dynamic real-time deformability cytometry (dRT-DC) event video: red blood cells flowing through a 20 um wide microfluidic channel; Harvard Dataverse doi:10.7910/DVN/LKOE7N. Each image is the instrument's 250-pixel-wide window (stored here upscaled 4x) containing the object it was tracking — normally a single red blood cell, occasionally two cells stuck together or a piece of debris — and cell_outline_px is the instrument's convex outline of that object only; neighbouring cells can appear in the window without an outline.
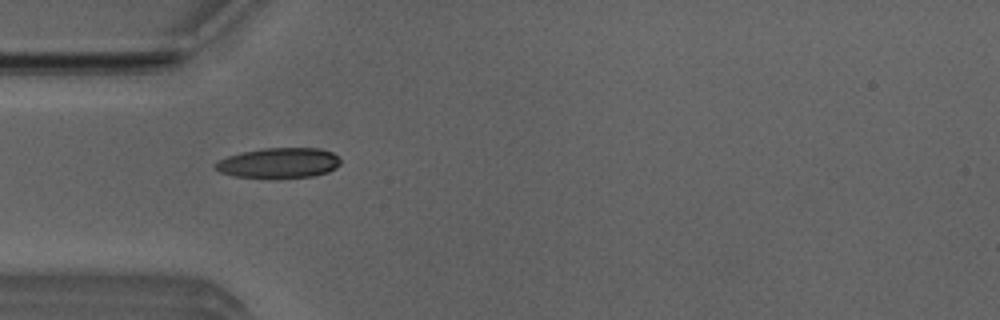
{"species": "Egyptian fruit bat (a non-hibernating species)", "species_latin": "Rousettus aegyptiacus", "temperature_condition": "room temperature", "stored_images_in_passage": 6, "camera_frame_rate_fps": 3000, "um_per_image_px": 0.085, "animal": {"sex": "male"}, "frame": {"image": 1, "passage_image": 5, "time_ms": 1.333, "image_size_px": [1000, 320], "cell_outline_px": [[340, 164], [336, 168], [328, 172], [312, 176], [236, 176], [220, 172], [212, 168], [212, 164], [228, 156], [244, 152], [264, 148], [320, 148], [332, 152], [340, 160]], "centroid_in_image_um": [23.71, 13.82], "position_along_channel_um": 61.3, "area_um2": 21.44}}